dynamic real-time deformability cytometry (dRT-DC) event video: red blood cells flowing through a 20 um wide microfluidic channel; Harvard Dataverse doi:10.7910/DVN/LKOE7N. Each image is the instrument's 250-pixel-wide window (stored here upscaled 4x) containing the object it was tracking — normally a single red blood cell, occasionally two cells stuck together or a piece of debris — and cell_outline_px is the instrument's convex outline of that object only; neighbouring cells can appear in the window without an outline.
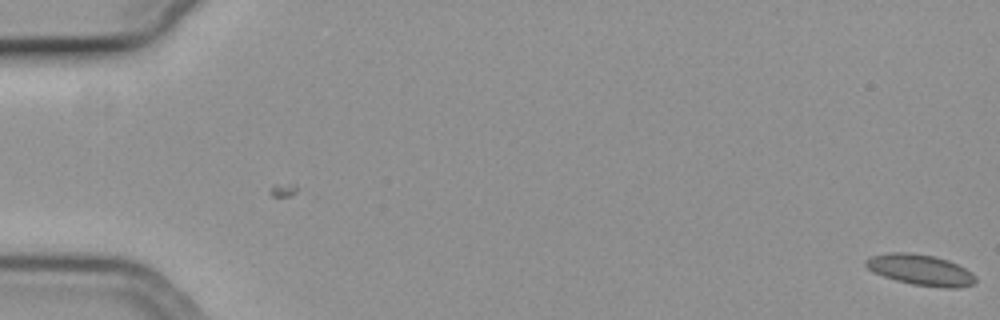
{"species": "common noctule bat (a hibernating species)", "species_latin": "Nyctalus noctula", "temperature_condition": "cold", "stored_images_in_passage": 5, "camera_frame_rate_fps": 3000, "um_per_image_px": 0.085, "animal": {"sex": "female", "body_mass_g": 19.3, "forearm_length_mm": 54.1}, "frame": {"image": 1, "passage_image": 5, "time_ms": 1.333, "image_size_px": [1000, 320], "cell_outline_px": [[976, 284], [960, 288], [944, 288], [912, 284], [896, 280], [872, 272], [864, 264], [864, 260], [872, 256], [892, 252], [908, 252], [932, 256], [948, 260], [972, 272], [976, 276]], "centroid_in_image_um": [78.27, 22.95], "position_along_channel_um": 6.7, "area_um2": 19.77}}